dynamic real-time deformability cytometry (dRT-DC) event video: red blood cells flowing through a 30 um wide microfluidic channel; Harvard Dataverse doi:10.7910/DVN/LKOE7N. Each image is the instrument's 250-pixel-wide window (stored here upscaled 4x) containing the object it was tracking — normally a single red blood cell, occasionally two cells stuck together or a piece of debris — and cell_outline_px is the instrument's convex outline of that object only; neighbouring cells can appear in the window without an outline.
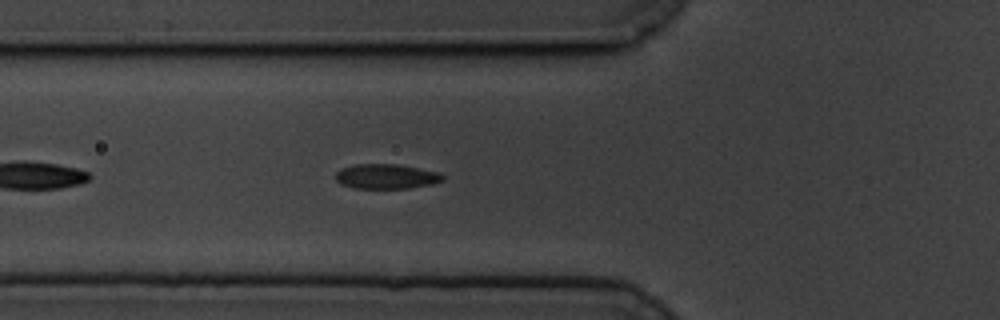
{"species": "common noctule bat (a hibernating species)", "species_latin": "Nyctalus noctula", "temperature_condition": "cold", "stored_images_in_passage": 45, "camera_frame_rate_fps": 3000, "um_per_image_px": 0.085, "animal": {"sex": "male", "body_mass_g": 19.5, "forearm_length_mm": 54.6}, "frame": {"image": 1, "passage_image": 7, "time_ms": 2.0, "image_size_px": [1000, 320], "cell_outline_px": [[444, 180], [432, 184], [408, 188], [352, 188], [340, 184], [336, 180], [336, 172], [340, 168], [356, 164], [400, 164], [440, 172], [444, 176]], "centroid_in_image_um": [32.83, 14.99], "position_along_channel_um": 93.0, "area_um2": 15.66}}
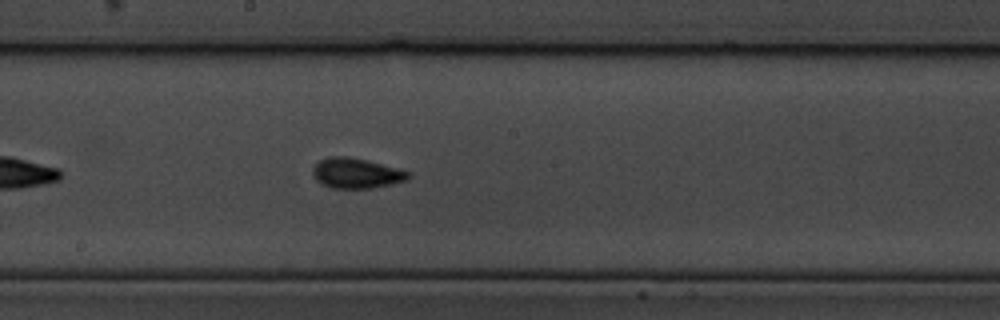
{"frame": {"image": 2, "passage_image": 18, "time_ms": 5.667, "image_size_px": [1000, 320], "cell_outline_px": [[412, 176], [408, 180], [372, 188], [332, 188], [320, 184], [316, 180], [312, 172], [312, 168], [320, 160], [328, 156], [348, 156], [412, 172]], "centroid_in_image_um": [30.27, 14.73], "position_along_channel_um": 217.9, "area_um2": 16.82}}
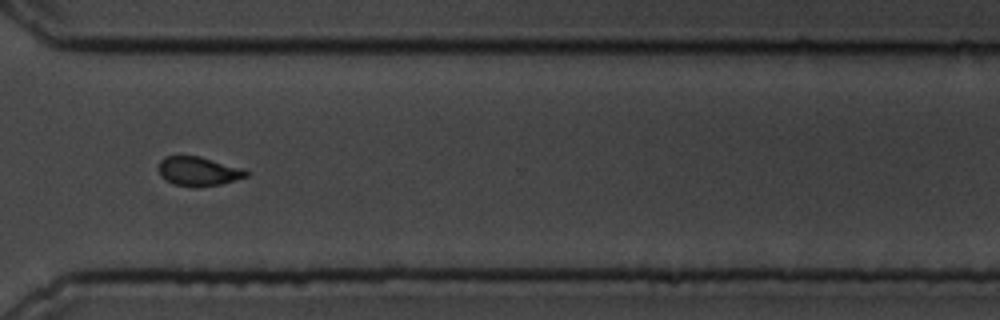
{"frame": {"image": 3, "passage_image": 30, "time_ms": 9.667, "image_size_px": [1000, 320], "cell_outline_px": [[248, 176], [236, 180], [220, 184], [200, 188], [192, 188], [176, 184], [160, 176], [160, 160], [164, 156], [200, 156], [244, 168], [248, 172]], "centroid_in_image_um": [16.91, 14.57], "position_along_channel_um": 353.7, "area_um2": 14.97}, "authors_computed_cell_mechanics": {"area_um2": 15.3748, "velocity_mm_per_s": 3.4008, "shape_relaxation_time_tau1_ms": 2.6336, "shape_relaxation_time_tau2_ms": 1.0624, "deformation_change_tau1": 0.105, "deformation_change_tau2": 0.0346}}